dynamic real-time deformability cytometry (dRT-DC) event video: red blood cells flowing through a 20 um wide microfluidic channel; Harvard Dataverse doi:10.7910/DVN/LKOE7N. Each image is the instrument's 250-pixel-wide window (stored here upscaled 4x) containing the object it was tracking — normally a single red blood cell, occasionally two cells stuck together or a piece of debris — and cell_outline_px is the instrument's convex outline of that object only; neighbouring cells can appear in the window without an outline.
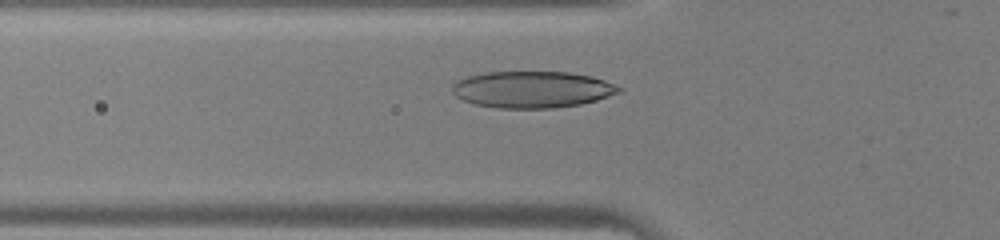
{"species": "human", "species_latin": "Homo sapiens", "temperature_condition": "warm", "stored_images_in_passage": 30, "camera_frame_rate_fps": 3000, "um_per_image_px": 0.085, "donor": {"sex": "male"}, "frame": {"image": 1, "passage_image": 9, "time_ms": 2.667, "image_size_px": [1000, 240], "cell_outline_px": [[624, 88], [620, 92], [596, 100], [580, 104], [552, 108], [500, 108], [476, 104], [464, 100], [456, 96], [452, 92], [452, 84], [456, 80], [468, 76], [488, 72], [568, 72], [592, 76], [604, 80]], "centroid_in_image_um": [45.24, 7.6], "position_along_channel_um": 80.6, "area_um2": 35.49}}
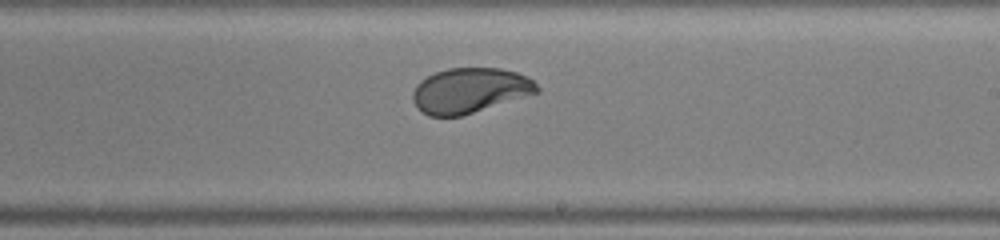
{"frame": {"image": 2, "passage_image": 20, "time_ms": 6.333, "image_size_px": [1000, 240], "cell_outline_px": [[540, 92], [460, 116], [428, 116], [416, 108], [412, 100], [412, 92], [416, 84], [420, 80], [436, 72], [448, 68], [500, 68], [516, 72], [528, 76], [540, 88]], "centroid_in_image_um": [39.91, 7.69], "position_along_channel_um": 249.1, "area_um2": 32.71}}
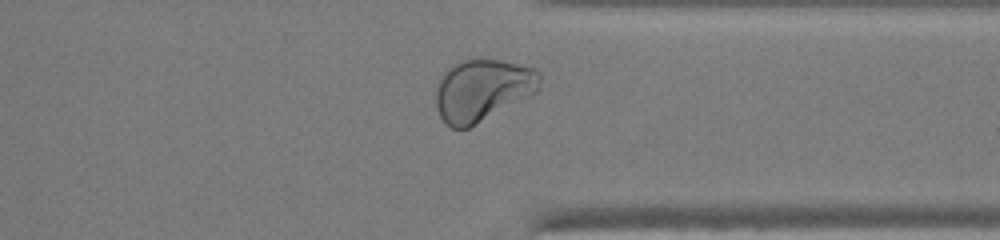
{"frame": {"image": 3, "passage_image": 28, "time_ms": 9.0, "image_size_px": [1000, 240], "cell_outline_px": [[540, 88], [536, 92], [468, 128], [452, 128], [440, 116], [436, 108], [436, 92], [440, 80], [444, 72], [448, 68], [464, 60], [500, 60], [536, 68], [540, 72]], "centroid_in_image_um": [41.02, 7.65], "position_along_channel_um": 370.4, "area_um2": 36.88}}